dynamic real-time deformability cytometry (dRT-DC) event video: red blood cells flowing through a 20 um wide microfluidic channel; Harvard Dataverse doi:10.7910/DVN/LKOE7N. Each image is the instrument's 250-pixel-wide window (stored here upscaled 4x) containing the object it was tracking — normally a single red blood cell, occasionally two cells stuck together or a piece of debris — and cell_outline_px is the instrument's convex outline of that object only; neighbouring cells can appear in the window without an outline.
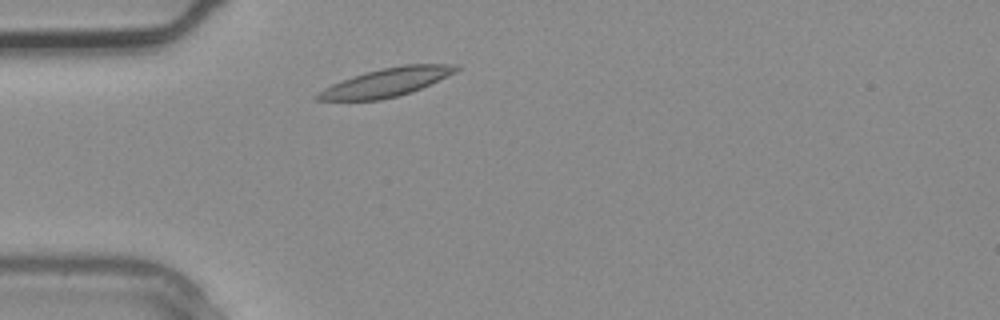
{"species": "common noctule bat (a hibernating species)", "species_latin": "Nyctalus noctula", "temperature_condition": "warm", "stored_images_in_passage": 1, "camera_frame_rate_fps": 3000, "um_per_image_px": 0.085, "animal": {"sex": "male", "body_mass_g": 20.4}, "frame": {"image": 1, "passage_image": 1, "time_ms": 0.0, "image_size_px": [1000, 320], "cell_outline_px": [[460, 68], [456, 72], [412, 92], [380, 100], [316, 100], [312, 96], [324, 88], [332, 84], [352, 76], [364, 72], [404, 64], [460, 64]], "centroid_in_image_um": [32.84, 6.99], "position_along_channel_um": 52.2, "area_um2": 22.89}}